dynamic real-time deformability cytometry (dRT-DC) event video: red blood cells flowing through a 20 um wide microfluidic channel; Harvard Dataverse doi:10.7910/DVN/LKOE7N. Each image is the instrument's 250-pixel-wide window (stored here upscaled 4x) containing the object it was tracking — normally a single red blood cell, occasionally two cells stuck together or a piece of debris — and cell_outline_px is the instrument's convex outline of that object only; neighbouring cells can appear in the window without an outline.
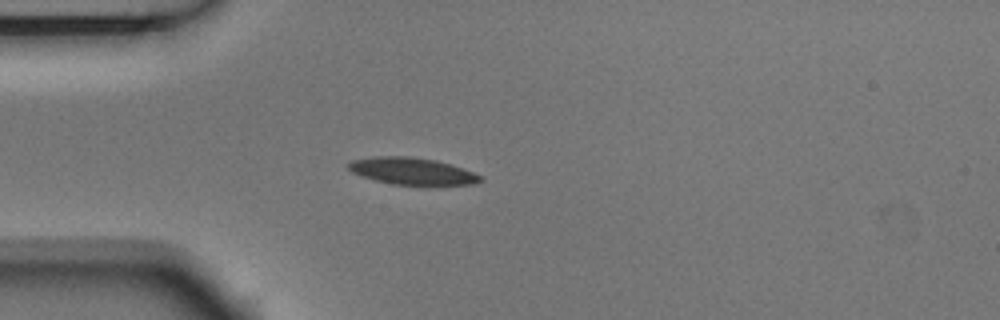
{"species": "Egyptian fruit bat (a non-hibernating species)", "species_latin": "Rousettus aegyptiacus", "temperature_condition": "room temperature", "stored_images_in_passage": 5, "camera_frame_rate_fps": 3000, "um_per_image_px": 0.085, "animal": {"sex": "male"}, "frame": {"image": 1, "passage_image": 4, "time_ms": 1.0, "image_size_px": [1000, 320], "cell_outline_px": [[484, 180], [472, 184], [420, 188], [392, 184], [360, 176], [352, 172], [348, 168], [348, 164], [352, 160], [376, 156], [408, 156], [436, 160], [472, 172], [480, 176]], "centroid_in_image_um": [35.04, 14.6], "position_along_channel_um": 50.0, "area_um2": 21.39}}